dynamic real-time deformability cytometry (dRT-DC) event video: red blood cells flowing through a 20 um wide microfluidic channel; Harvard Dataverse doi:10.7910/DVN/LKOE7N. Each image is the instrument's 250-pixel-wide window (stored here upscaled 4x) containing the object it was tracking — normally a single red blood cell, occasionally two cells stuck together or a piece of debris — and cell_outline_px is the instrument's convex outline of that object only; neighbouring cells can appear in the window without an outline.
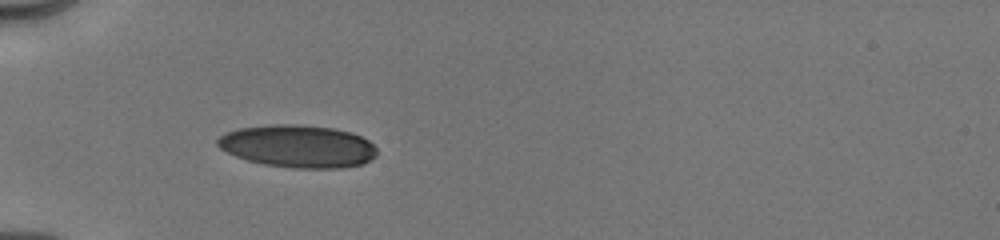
{"species": "human", "species_latin": "Homo sapiens", "temperature_condition": "cold", "stored_images_in_passage": 11, "camera_frame_rate_fps": 3000, "um_per_image_px": 0.085, "donor": {"sex": "male"}, "frame": {"image": 1, "passage_image": 1, "time_ms": 0.0, "image_size_px": [1000, 240], "cell_outline_px": [[376, 156], [372, 160], [364, 164], [340, 168], [292, 168], [264, 164], [248, 160], [236, 156], [220, 148], [216, 144], [216, 140], [220, 136], [228, 132], [240, 128], [272, 124], [292, 124], [332, 128], [348, 132], [360, 136], [368, 140], [376, 148]], "centroid_in_image_um": [25.34, 12.44], "position_along_channel_um": 59.7, "area_um2": 39.36}}
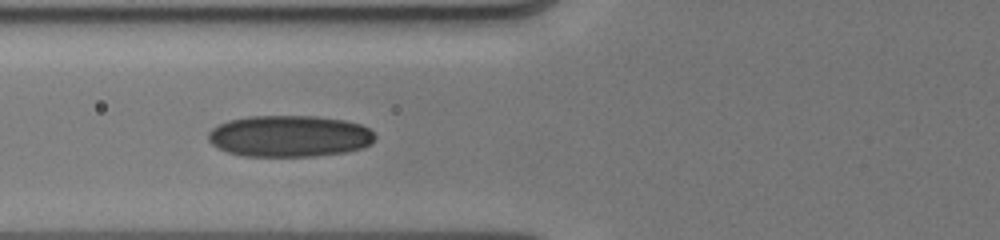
{"frame": {"image": 2, "passage_image": 10, "time_ms": 1.333, "image_size_px": [1000, 240], "cell_outline_px": [[376, 140], [372, 144], [364, 148], [348, 152], [316, 156], [244, 156], [228, 152], [212, 144], [208, 140], [208, 132], [212, 128], [228, 120], [248, 116], [316, 116], [344, 120], [360, 124], [368, 128], [376, 136]], "centroid_in_image_um": [24.64, 11.57], "position_along_channel_um": 101.2, "area_um2": 40.63}}